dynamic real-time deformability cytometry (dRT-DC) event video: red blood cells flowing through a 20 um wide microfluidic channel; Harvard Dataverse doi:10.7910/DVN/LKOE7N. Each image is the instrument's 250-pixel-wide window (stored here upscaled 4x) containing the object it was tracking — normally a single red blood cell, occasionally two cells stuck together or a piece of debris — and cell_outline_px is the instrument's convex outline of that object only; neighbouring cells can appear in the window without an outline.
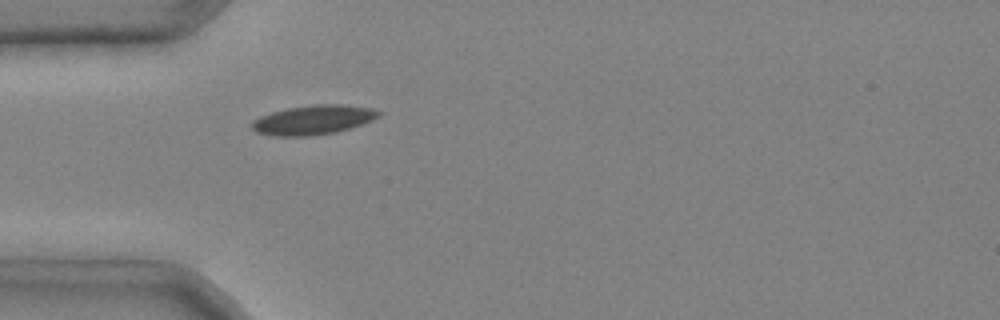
{"species": "common noctule bat (a hibernating species)", "species_latin": "Nyctalus noctula", "temperature_condition": "cold", "stored_images_in_passage": 2, "camera_frame_rate_fps": 3000, "um_per_image_px": 0.085, "animal": {"sex": "male", "body_mass_g": 20.4}, "frame": {"image": 1, "passage_image": 2, "time_ms": 0.333, "image_size_px": [1000, 320], "cell_outline_px": [[380, 116], [372, 120], [348, 128], [332, 132], [308, 136], [276, 136], [256, 132], [252, 128], [252, 120], [260, 116], [272, 112], [288, 108], [316, 104], [340, 104], [372, 108], [380, 112]], "centroid_in_image_um": [26.59, 10.18], "position_along_channel_um": 58.4, "area_um2": 21.39}}